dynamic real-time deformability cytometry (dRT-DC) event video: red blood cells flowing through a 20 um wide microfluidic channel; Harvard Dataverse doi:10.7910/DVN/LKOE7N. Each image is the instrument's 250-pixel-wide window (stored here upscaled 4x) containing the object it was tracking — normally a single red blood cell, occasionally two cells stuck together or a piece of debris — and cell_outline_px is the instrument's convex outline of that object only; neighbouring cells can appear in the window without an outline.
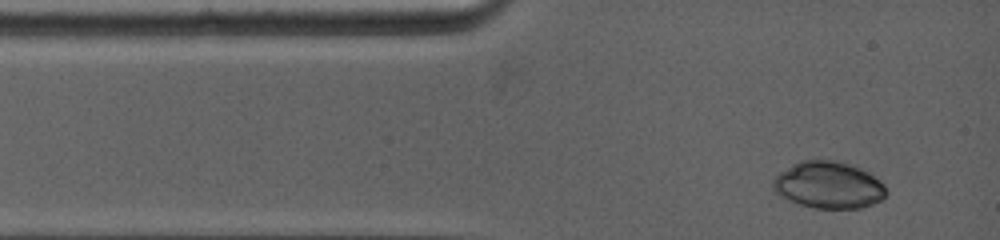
{"species": "common noctule bat (a hibernating species)", "species_latin": "Nyctalus noctula", "temperature_condition": "warm", "stored_images_in_passage": 3, "camera_frame_rate_fps": 5000, "um_per_image_px": 0.085, "animal": {"sex": "female", "body_mass_g": 19.0, "forearm_length_mm": 53.3}, "frame": {"image": 1, "passage_image": 1, "time_ms": 0.0, "image_size_px": [1000, 240], "cell_outline_px": [[884, 196], [880, 200], [872, 204], [860, 208], [812, 208], [800, 204], [776, 192], [772, 188], [772, 180], [780, 172], [792, 164], [800, 160], [844, 160], [856, 164], [880, 180], [884, 184]], "centroid_in_image_um": [70.44, 15.69], "position_along_channel_um": 14.6, "area_um2": 30.98}}